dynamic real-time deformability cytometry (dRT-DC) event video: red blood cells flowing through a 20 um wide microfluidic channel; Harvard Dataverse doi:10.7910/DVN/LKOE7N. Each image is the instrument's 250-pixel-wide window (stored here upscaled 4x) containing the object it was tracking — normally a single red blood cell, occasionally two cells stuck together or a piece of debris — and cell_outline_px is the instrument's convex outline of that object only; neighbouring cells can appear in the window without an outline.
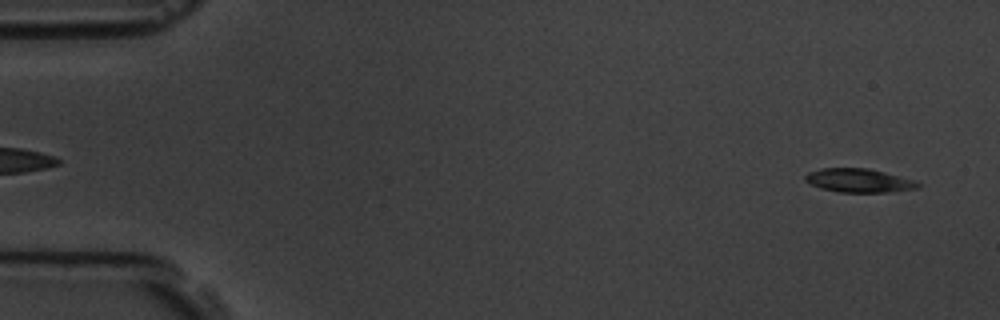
{"species": "common noctule bat (a hibernating species)", "species_latin": "Nyctalus noctula", "temperature_condition": "room temperature", "stored_images_in_passage": 4, "camera_frame_rate_fps": 3000, "um_per_image_px": 0.085, "animal": {"sex": "male", "body_mass_g": 19.5, "forearm_length_mm": 54.6}, "frame": {"image": 1, "passage_image": 4, "time_ms": 3.333, "image_size_px": [1000, 320], "cell_outline_px": [[920, 188], [888, 192], [840, 192], [820, 188], [804, 180], [804, 176], [808, 172], [820, 168], [868, 168], [916, 180], [920, 184]], "centroid_in_image_um": [73.01, 15.34], "position_along_channel_um": 12.0, "area_um2": 15.61}}